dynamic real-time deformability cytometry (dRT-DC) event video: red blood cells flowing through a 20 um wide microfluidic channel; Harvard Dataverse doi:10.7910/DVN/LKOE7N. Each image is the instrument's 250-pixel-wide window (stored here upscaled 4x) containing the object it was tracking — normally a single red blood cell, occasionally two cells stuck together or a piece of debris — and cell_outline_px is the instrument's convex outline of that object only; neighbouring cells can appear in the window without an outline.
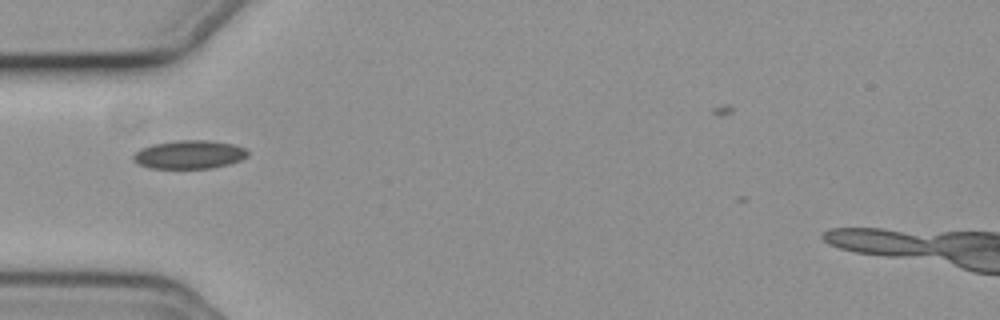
{"species": "common noctule bat (a hibernating species)", "species_latin": "Nyctalus noctula", "temperature_condition": "cold", "stored_images_in_passage": 35, "camera_frame_rate_fps": 3000, "um_per_image_px": 0.085, "animal": {"sex": "female", "body_mass_g": 19.3, "forearm_length_mm": 54.1}, "frame": {"image": 1, "passage_image": 1, "time_ms": 0.0, "image_size_px": [1000, 320], "cell_outline_px": [[248, 156], [240, 160], [228, 164], [212, 168], [152, 168], [140, 164], [132, 160], [132, 156], [140, 148], [152, 144], [176, 140], [208, 140], [236, 144], [244, 148], [248, 152]], "centroid_in_image_um": [16.09, 13.12], "position_along_channel_um": 68.9, "area_um2": 19.02}}
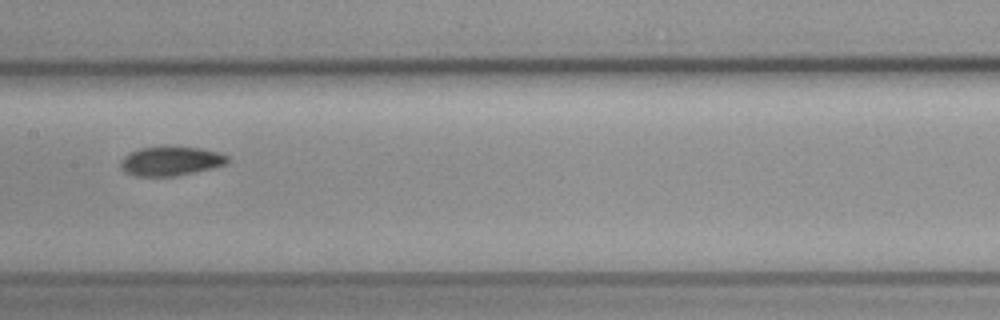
{"frame": {"image": 2, "passage_image": 11, "time_ms": 3.333, "image_size_px": [1000, 320], "cell_outline_px": [[228, 160], [224, 164], [212, 168], [176, 176], [136, 176], [124, 172], [120, 164], [124, 156], [128, 152], [140, 148], [164, 144], [204, 148], [220, 152], [228, 156]], "centroid_in_image_um": [14.5, 13.65], "position_along_channel_um": 192.9, "area_um2": 18.79}}
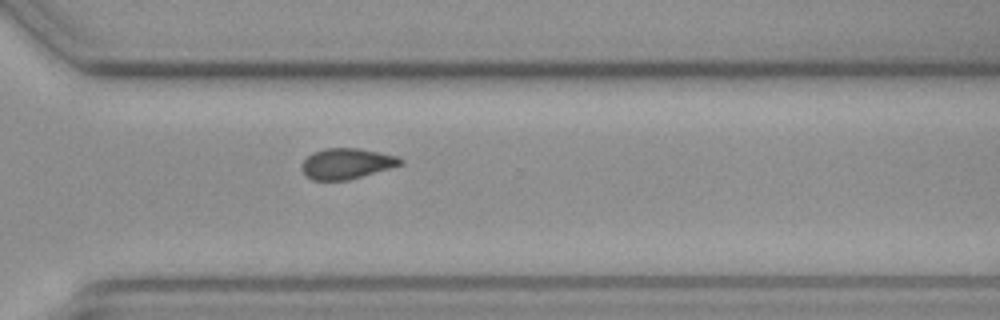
{"frame": {"image": 3, "passage_image": 23, "time_ms": 7.333, "image_size_px": [1000, 320], "cell_outline_px": [[404, 164], [392, 168], [348, 180], [312, 180], [300, 168], [304, 160], [312, 152], [324, 148], [360, 148], [400, 156], [404, 160]], "centroid_in_image_um": [29.52, 13.89], "position_along_channel_um": 341.1, "area_um2": 17.86}}